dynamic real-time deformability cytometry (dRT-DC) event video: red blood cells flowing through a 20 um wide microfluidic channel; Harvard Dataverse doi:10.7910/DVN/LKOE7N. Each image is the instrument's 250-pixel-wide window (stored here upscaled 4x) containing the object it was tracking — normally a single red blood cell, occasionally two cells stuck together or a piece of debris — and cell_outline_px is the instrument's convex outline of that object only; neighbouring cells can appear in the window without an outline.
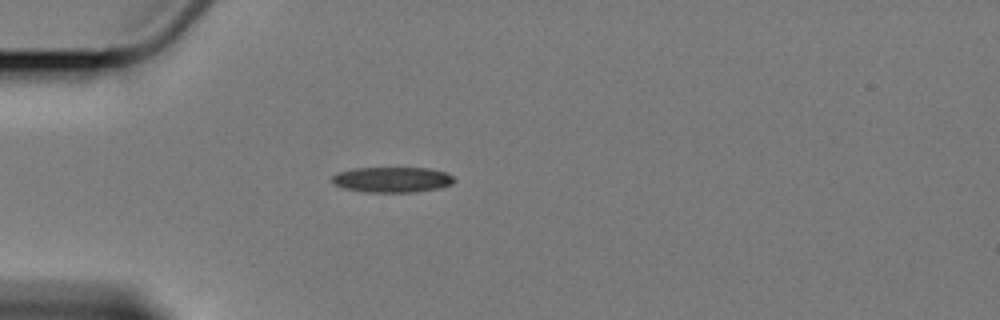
{"species": "Egyptian fruit bat (a non-hibernating species)", "species_latin": "Rousettus aegyptiacus", "temperature_condition": "cold", "stored_images_in_passage": 2, "camera_frame_rate_fps": 3000, "um_per_image_px": 0.085, "animal": {"sex": "female"}, "frame": {"image": 1, "passage_image": 2, "time_ms": 1.0, "image_size_px": [1000, 320], "cell_outline_px": [[456, 180], [452, 184], [440, 188], [416, 192], [364, 192], [344, 188], [332, 184], [332, 176], [336, 172], [352, 168], [428, 168], [448, 172]], "centroid_in_image_um": [33.33, 15.27], "position_along_channel_um": 51.7, "area_um2": 18.38}}